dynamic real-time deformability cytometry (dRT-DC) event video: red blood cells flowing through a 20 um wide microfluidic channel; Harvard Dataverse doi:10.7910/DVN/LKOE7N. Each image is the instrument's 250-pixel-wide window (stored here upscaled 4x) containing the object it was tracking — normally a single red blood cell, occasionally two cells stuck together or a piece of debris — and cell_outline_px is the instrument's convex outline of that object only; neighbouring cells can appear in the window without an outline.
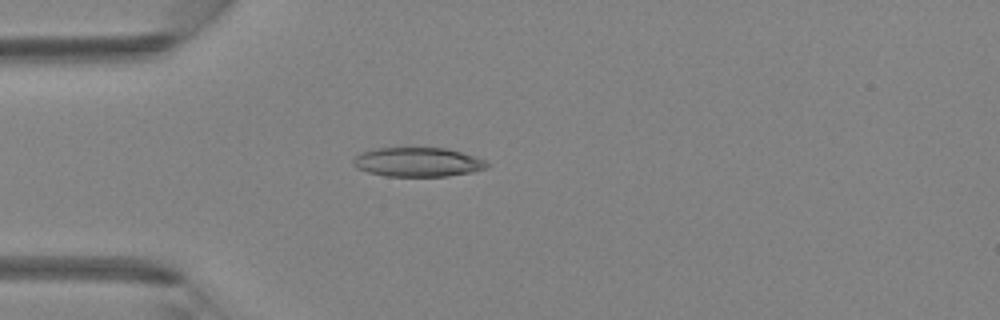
{"species": "Egyptian fruit bat (a non-hibernating species)", "species_latin": "Rousettus aegyptiacus", "temperature_condition": "room temperature", "stored_images_in_passage": 5, "camera_frame_rate_fps": 3000, "um_per_image_px": 0.085, "animal": {"sex": "female"}, "frame": {"image": 1, "passage_image": 5, "time_ms": 1.333, "image_size_px": [1000, 320], "cell_outline_px": [[488, 168], [472, 172], [448, 176], [388, 176], [368, 172], [356, 168], [352, 164], [352, 160], [360, 152], [376, 148], [448, 148], [484, 160], [488, 164]], "centroid_in_image_um": [35.48, 13.78], "position_along_channel_um": 49.5, "area_um2": 22.72}}